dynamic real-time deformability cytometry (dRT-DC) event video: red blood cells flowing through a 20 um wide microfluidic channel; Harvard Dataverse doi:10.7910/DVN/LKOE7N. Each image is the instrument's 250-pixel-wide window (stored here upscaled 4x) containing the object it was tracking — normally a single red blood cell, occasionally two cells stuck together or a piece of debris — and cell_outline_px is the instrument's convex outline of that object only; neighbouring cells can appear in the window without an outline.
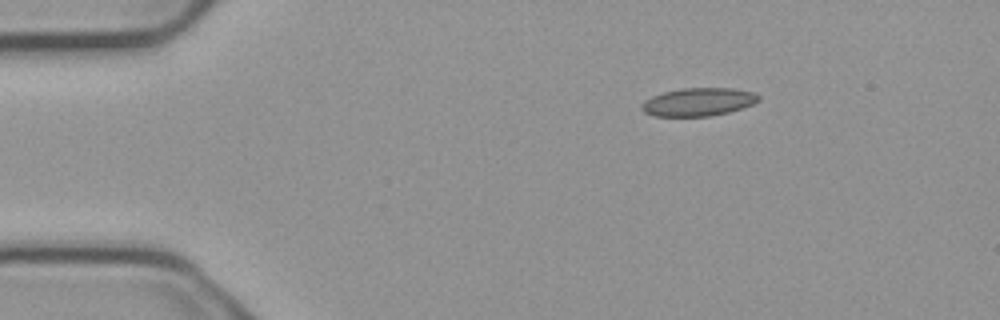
{"species": "common noctule bat (a hibernating species)", "species_latin": "Nyctalus noctula", "temperature_condition": "cold", "stored_images_in_passage": 47, "camera_frame_rate_fps": 3000, "um_per_image_px": 0.085, "animal": {"sex": "male", "body_mass_g": 23.1, "forearm_length_mm": 52.7}, "frame": {"image": 1, "passage_image": 1, "time_ms": 0.0, "image_size_px": [1000, 320], "cell_outline_px": [[760, 100], [752, 104], [728, 112], [712, 116], [652, 116], [644, 112], [640, 108], [640, 104], [644, 100], [652, 96], [664, 92], [680, 88], [732, 88], [752, 92], [760, 96]], "centroid_in_image_um": [59.31, 8.66], "position_along_channel_um": 25.7, "area_um2": 19.19}}
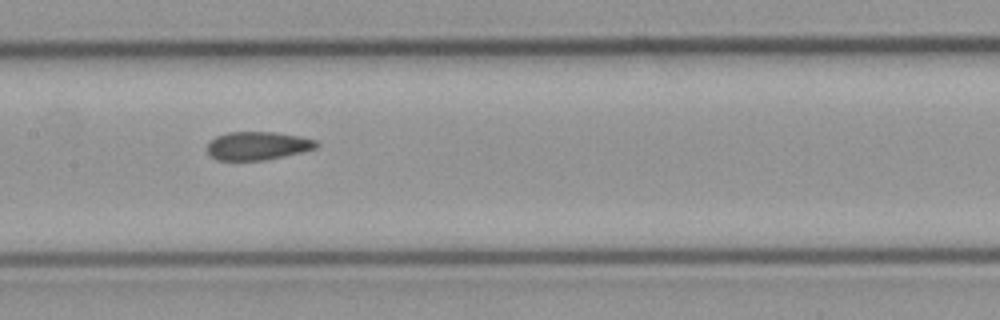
{"frame": {"image": 2, "passage_image": 19, "time_ms": 6.0, "image_size_px": [1000, 320], "cell_outline_px": [[320, 144], [316, 148], [304, 152], [264, 160], [216, 160], [208, 152], [208, 144], [216, 136], [228, 132], [276, 132], [300, 136], [316, 140]], "centroid_in_image_um": [21.94, 12.39], "position_along_channel_um": 185.5, "area_um2": 18.03}}
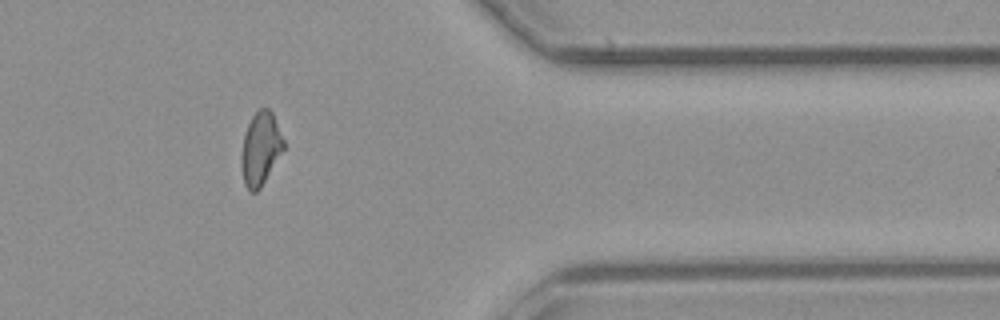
{"frame": {"image": 3, "passage_image": 37, "time_ms": 12.0, "image_size_px": [1000, 320], "cell_outline_px": [[284, 148], [260, 188], [256, 192], [248, 192], [244, 184], [240, 164], [240, 156], [244, 136], [248, 124], [252, 116], [260, 108], [268, 108], [272, 112], [284, 140]], "centroid_in_image_um": [22.12, 12.65], "position_along_channel_um": 389.3, "area_um2": 17.92}, "authors_computed_cell_mechanics": {"area_um2": 18.496, "velocity_mm_per_s": 3.7529, "shape_relaxation_time_tau1_ms": null, "shape_relaxation_time_tau2_ms": 3.2449, "deformation_change_tau1": null, "deformation_change_tau2": 0.0849}}